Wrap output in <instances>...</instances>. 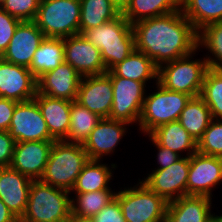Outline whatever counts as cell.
Masks as SVG:
<instances>
[{"mask_svg": "<svg viewBox=\"0 0 222 222\" xmlns=\"http://www.w3.org/2000/svg\"><path fill=\"white\" fill-rule=\"evenodd\" d=\"M135 50L161 65L198 50V32L182 10L132 24Z\"/></svg>", "mask_w": 222, "mask_h": 222, "instance_id": "1", "label": "cell"}, {"mask_svg": "<svg viewBox=\"0 0 222 222\" xmlns=\"http://www.w3.org/2000/svg\"><path fill=\"white\" fill-rule=\"evenodd\" d=\"M82 35L101 51L107 71L123 62L135 50L132 24L122 13L98 27L84 31Z\"/></svg>", "mask_w": 222, "mask_h": 222, "instance_id": "2", "label": "cell"}, {"mask_svg": "<svg viewBox=\"0 0 222 222\" xmlns=\"http://www.w3.org/2000/svg\"><path fill=\"white\" fill-rule=\"evenodd\" d=\"M89 157L82 144L54 141L41 181L56 188L71 190Z\"/></svg>", "mask_w": 222, "mask_h": 222, "instance_id": "3", "label": "cell"}, {"mask_svg": "<svg viewBox=\"0 0 222 222\" xmlns=\"http://www.w3.org/2000/svg\"><path fill=\"white\" fill-rule=\"evenodd\" d=\"M70 192L32 180L29 198L20 222H67L71 217Z\"/></svg>", "mask_w": 222, "mask_h": 222, "instance_id": "4", "label": "cell"}, {"mask_svg": "<svg viewBox=\"0 0 222 222\" xmlns=\"http://www.w3.org/2000/svg\"><path fill=\"white\" fill-rule=\"evenodd\" d=\"M80 0H41L34 22L45 37L66 38L79 34Z\"/></svg>", "mask_w": 222, "mask_h": 222, "instance_id": "5", "label": "cell"}, {"mask_svg": "<svg viewBox=\"0 0 222 222\" xmlns=\"http://www.w3.org/2000/svg\"><path fill=\"white\" fill-rule=\"evenodd\" d=\"M157 92L149 96L145 95L141 115L139 118V130L149 135L161 125L179 120L181 112L192 96L165 89L158 82Z\"/></svg>", "mask_w": 222, "mask_h": 222, "instance_id": "6", "label": "cell"}, {"mask_svg": "<svg viewBox=\"0 0 222 222\" xmlns=\"http://www.w3.org/2000/svg\"><path fill=\"white\" fill-rule=\"evenodd\" d=\"M186 55L158 68V83L165 89L200 96L206 71L207 61L191 60L192 55Z\"/></svg>", "mask_w": 222, "mask_h": 222, "instance_id": "7", "label": "cell"}, {"mask_svg": "<svg viewBox=\"0 0 222 222\" xmlns=\"http://www.w3.org/2000/svg\"><path fill=\"white\" fill-rule=\"evenodd\" d=\"M137 186L116 193L125 222H166L168 202L143 182Z\"/></svg>", "mask_w": 222, "mask_h": 222, "instance_id": "8", "label": "cell"}, {"mask_svg": "<svg viewBox=\"0 0 222 222\" xmlns=\"http://www.w3.org/2000/svg\"><path fill=\"white\" fill-rule=\"evenodd\" d=\"M113 84V103L110 119L128 122L139 121L145 99V85L142 82L116 76L107 71Z\"/></svg>", "mask_w": 222, "mask_h": 222, "instance_id": "9", "label": "cell"}, {"mask_svg": "<svg viewBox=\"0 0 222 222\" xmlns=\"http://www.w3.org/2000/svg\"><path fill=\"white\" fill-rule=\"evenodd\" d=\"M8 133L16 142L56 141L34 99L16 104Z\"/></svg>", "mask_w": 222, "mask_h": 222, "instance_id": "10", "label": "cell"}, {"mask_svg": "<svg viewBox=\"0 0 222 222\" xmlns=\"http://www.w3.org/2000/svg\"><path fill=\"white\" fill-rule=\"evenodd\" d=\"M189 157H181L165 169H155L142 180L150 190L167 202L186 196Z\"/></svg>", "mask_w": 222, "mask_h": 222, "instance_id": "11", "label": "cell"}, {"mask_svg": "<svg viewBox=\"0 0 222 222\" xmlns=\"http://www.w3.org/2000/svg\"><path fill=\"white\" fill-rule=\"evenodd\" d=\"M222 182V157L195 152L189 157L186 195L207 196Z\"/></svg>", "mask_w": 222, "mask_h": 222, "instance_id": "12", "label": "cell"}, {"mask_svg": "<svg viewBox=\"0 0 222 222\" xmlns=\"http://www.w3.org/2000/svg\"><path fill=\"white\" fill-rule=\"evenodd\" d=\"M75 102L96 113L100 118H109L113 103V84L110 75L106 72L82 77Z\"/></svg>", "mask_w": 222, "mask_h": 222, "instance_id": "13", "label": "cell"}, {"mask_svg": "<svg viewBox=\"0 0 222 222\" xmlns=\"http://www.w3.org/2000/svg\"><path fill=\"white\" fill-rule=\"evenodd\" d=\"M64 62L69 63L81 77L107 72L101 51L82 34L64 38Z\"/></svg>", "mask_w": 222, "mask_h": 222, "instance_id": "14", "label": "cell"}, {"mask_svg": "<svg viewBox=\"0 0 222 222\" xmlns=\"http://www.w3.org/2000/svg\"><path fill=\"white\" fill-rule=\"evenodd\" d=\"M36 94L37 79L31 71L0 57V97L24 102L34 99Z\"/></svg>", "mask_w": 222, "mask_h": 222, "instance_id": "15", "label": "cell"}, {"mask_svg": "<svg viewBox=\"0 0 222 222\" xmlns=\"http://www.w3.org/2000/svg\"><path fill=\"white\" fill-rule=\"evenodd\" d=\"M44 38L45 35L34 21H21L0 57L7 62L29 68L33 55Z\"/></svg>", "mask_w": 222, "mask_h": 222, "instance_id": "16", "label": "cell"}, {"mask_svg": "<svg viewBox=\"0 0 222 222\" xmlns=\"http://www.w3.org/2000/svg\"><path fill=\"white\" fill-rule=\"evenodd\" d=\"M53 142H16L10 167L31 180H40L44 174Z\"/></svg>", "mask_w": 222, "mask_h": 222, "instance_id": "17", "label": "cell"}, {"mask_svg": "<svg viewBox=\"0 0 222 222\" xmlns=\"http://www.w3.org/2000/svg\"><path fill=\"white\" fill-rule=\"evenodd\" d=\"M82 77L66 62L37 79V93L52 98L75 101Z\"/></svg>", "mask_w": 222, "mask_h": 222, "instance_id": "18", "label": "cell"}, {"mask_svg": "<svg viewBox=\"0 0 222 222\" xmlns=\"http://www.w3.org/2000/svg\"><path fill=\"white\" fill-rule=\"evenodd\" d=\"M129 125L128 122L101 118L93 131L84 141L83 148L90 160H100L103 155L114 152Z\"/></svg>", "mask_w": 222, "mask_h": 222, "instance_id": "19", "label": "cell"}, {"mask_svg": "<svg viewBox=\"0 0 222 222\" xmlns=\"http://www.w3.org/2000/svg\"><path fill=\"white\" fill-rule=\"evenodd\" d=\"M32 180L11 167L0 168V199L20 219L26 209Z\"/></svg>", "mask_w": 222, "mask_h": 222, "instance_id": "20", "label": "cell"}, {"mask_svg": "<svg viewBox=\"0 0 222 222\" xmlns=\"http://www.w3.org/2000/svg\"><path fill=\"white\" fill-rule=\"evenodd\" d=\"M34 100L46 121L50 135L56 141L64 140L70 127L71 101L52 98L39 93L35 95Z\"/></svg>", "mask_w": 222, "mask_h": 222, "instance_id": "21", "label": "cell"}, {"mask_svg": "<svg viewBox=\"0 0 222 222\" xmlns=\"http://www.w3.org/2000/svg\"><path fill=\"white\" fill-rule=\"evenodd\" d=\"M211 200L207 196L186 195L168 202L166 222H211Z\"/></svg>", "mask_w": 222, "mask_h": 222, "instance_id": "22", "label": "cell"}, {"mask_svg": "<svg viewBox=\"0 0 222 222\" xmlns=\"http://www.w3.org/2000/svg\"><path fill=\"white\" fill-rule=\"evenodd\" d=\"M160 146L170 149L176 153L189 151L190 157L197 152V142L184 129L180 122L172 121L161 125L149 134Z\"/></svg>", "mask_w": 222, "mask_h": 222, "instance_id": "23", "label": "cell"}, {"mask_svg": "<svg viewBox=\"0 0 222 222\" xmlns=\"http://www.w3.org/2000/svg\"><path fill=\"white\" fill-rule=\"evenodd\" d=\"M64 62V38L45 37L35 51L28 68L38 79Z\"/></svg>", "mask_w": 222, "mask_h": 222, "instance_id": "24", "label": "cell"}, {"mask_svg": "<svg viewBox=\"0 0 222 222\" xmlns=\"http://www.w3.org/2000/svg\"><path fill=\"white\" fill-rule=\"evenodd\" d=\"M111 71L116 76L142 82L145 86L149 79H156L158 82V67L152 59L137 50H134L123 62L115 65Z\"/></svg>", "mask_w": 222, "mask_h": 222, "instance_id": "25", "label": "cell"}, {"mask_svg": "<svg viewBox=\"0 0 222 222\" xmlns=\"http://www.w3.org/2000/svg\"><path fill=\"white\" fill-rule=\"evenodd\" d=\"M181 10L197 32L222 21V0H181Z\"/></svg>", "mask_w": 222, "mask_h": 222, "instance_id": "26", "label": "cell"}, {"mask_svg": "<svg viewBox=\"0 0 222 222\" xmlns=\"http://www.w3.org/2000/svg\"><path fill=\"white\" fill-rule=\"evenodd\" d=\"M181 10V0H131L122 15L130 24Z\"/></svg>", "mask_w": 222, "mask_h": 222, "instance_id": "27", "label": "cell"}, {"mask_svg": "<svg viewBox=\"0 0 222 222\" xmlns=\"http://www.w3.org/2000/svg\"><path fill=\"white\" fill-rule=\"evenodd\" d=\"M213 120L211 111L200 97H192L179 117L180 124L197 142Z\"/></svg>", "mask_w": 222, "mask_h": 222, "instance_id": "28", "label": "cell"}, {"mask_svg": "<svg viewBox=\"0 0 222 222\" xmlns=\"http://www.w3.org/2000/svg\"><path fill=\"white\" fill-rule=\"evenodd\" d=\"M80 4L79 34L98 27L121 14L111 0H80Z\"/></svg>", "mask_w": 222, "mask_h": 222, "instance_id": "29", "label": "cell"}, {"mask_svg": "<svg viewBox=\"0 0 222 222\" xmlns=\"http://www.w3.org/2000/svg\"><path fill=\"white\" fill-rule=\"evenodd\" d=\"M112 176V169L107 164H101L100 160H90L84 165L81 173L71 191L74 193H86L111 189L108 186Z\"/></svg>", "mask_w": 222, "mask_h": 222, "instance_id": "30", "label": "cell"}, {"mask_svg": "<svg viewBox=\"0 0 222 222\" xmlns=\"http://www.w3.org/2000/svg\"><path fill=\"white\" fill-rule=\"evenodd\" d=\"M70 116V127L63 141L79 144L84 143L101 119L96 113L90 112L75 101L71 102Z\"/></svg>", "mask_w": 222, "mask_h": 222, "instance_id": "31", "label": "cell"}, {"mask_svg": "<svg viewBox=\"0 0 222 222\" xmlns=\"http://www.w3.org/2000/svg\"><path fill=\"white\" fill-rule=\"evenodd\" d=\"M115 196L116 192L113 193L111 189L76 193V199H71V216L94 217L103 207L114 200Z\"/></svg>", "mask_w": 222, "mask_h": 222, "instance_id": "32", "label": "cell"}, {"mask_svg": "<svg viewBox=\"0 0 222 222\" xmlns=\"http://www.w3.org/2000/svg\"><path fill=\"white\" fill-rule=\"evenodd\" d=\"M200 97L204 100L213 119H222V72L209 68L206 71Z\"/></svg>", "mask_w": 222, "mask_h": 222, "instance_id": "33", "label": "cell"}, {"mask_svg": "<svg viewBox=\"0 0 222 222\" xmlns=\"http://www.w3.org/2000/svg\"><path fill=\"white\" fill-rule=\"evenodd\" d=\"M198 49L205 46L214 56H207L209 68L220 69L222 67V21L206 25L198 31Z\"/></svg>", "mask_w": 222, "mask_h": 222, "instance_id": "34", "label": "cell"}, {"mask_svg": "<svg viewBox=\"0 0 222 222\" xmlns=\"http://www.w3.org/2000/svg\"><path fill=\"white\" fill-rule=\"evenodd\" d=\"M197 152L222 157V121L213 119L202 137L197 141Z\"/></svg>", "mask_w": 222, "mask_h": 222, "instance_id": "35", "label": "cell"}, {"mask_svg": "<svg viewBox=\"0 0 222 222\" xmlns=\"http://www.w3.org/2000/svg\"><path fill=\"white\" fill-rule=\"evenodd\" d=\"M40 2L41 0H6L0 7L20 21H34Z\"/></svg>", "mask_w": 222, "mask_h": 222, "instance_id": "36", "label": "cell"}, {"mask_svg": "<svg viewBox=\"0 0 222 222\" xmlns=\"http://www.w3.org/2000/svg\"><path fill=\"white\" fill-rule=\"evenodd\" d=\"M21 21L0 7V56L7 49L16 27Z\"/></svg>", "mask_w": 222, "mask_h": 222, "instance_id": "37", "label": "cell"}, {"mask_svg": "<svg viewBox=\"0 0 222 222\" xmlns=\"http://www.w3.org/2000/svg\"><path fill=\"white\" fill-rule=\"evenodd\" d=\"M97 222H125L119 201L115 198L94 216Z\"/></svg>", "mask_w": 222, "mask_h": 222, "instance_id": "38", "label": "cell"}, {"mask_svg": "<svg viewBox=\"0 0 222 222\" xmlns=\"http://www.w3.org/2000/svg\"><path fill=\"white\" fill-rule=\"evenodd\" d=\"M16 141L8 131H0V168L10 167Z\"/></svg>", "mask_w": 222, "mask_h": 222, "instance_id": "39", "label": "cell"}, {"mask_svg": "<svg viewBox=\"0 0 222 222\" xmlns=\"http://www.w3.org/2000/svg\"><path fill=\"white\" fill-rule=\"evenodd\" d=\"M17 103L0 97V131H8Z\"/></svg>", "mask_w": 222, "mask_h": 222, "instance_id": "40", "label": "cell"}, {"mask_svg": "<svg viewBox=\"0 0 222 222\" xmlns=\"http://www.w3.org/2000/svg\"><path fill=\"white\" fill-rule=\"evenodd\" d=\"M149 137H150L149 140H152V143L158 149V152H157V157H158L157 160L158 161L157 162H159L158 164H160V166L157 169H165L181 158L180 154H178L174 151H171L168 148L160 146L150 135H149Z\"/></svg>", "mask_w": 222, "mask_h": 222, "instance_id": "41", "label": "cell"}, {"mask_svg": "<svg viewBox=\"0 0 222 222\" xmlns=\"http://www.w3.org/2000/svg\"><path fill=\"white\" fill-rule=\"evenodd\" d=\"M19 219L8 209L0 199V222H18Z\"/></svg>", "mask_w": 222, "mask_h": 222, "instance_id": "42", "label": "cell"}, {"mask_svg": "<svg viewBox=\"0 0 222 222\" xmlns=\"http://www.w3.org/2000/svg\"><path fill=\"white\" fill-rule=\"evenodd\" d=\"M67 222H97L94 217L71 216Z\"/></svg>", "mask_w": 222, "mask_h": 222, "instance_id": "43", "label": "cell"}, {"mask_svg": "<svg viewBox=\"0 0 222 222\" xmlns=\"http://www.w3.org/2000/svg\"><path fill=\"white\" fill-rule=\"evenodd\" d=\"M131 0H111V2L119 9L122 13L128 6Z\"/></svg>", "mask_w": 222, "mask_h": 222, "instance_id": "44", "label": "cell"}, {"mask_svg": "<svg viewBox=\"0 0 222 222\" xmlns=\"http://www.w3.org/2000/svg\"><path fill=\"white\" fill-rule=\"evenodd\" d=\"M214 214H211V222H222V215L221 216H217V215H214Z\"/></svg>", "mask_w": 222, "mask_h": 222, "instance_id": "45", "label": "cell"}, {"mask_svg": "<svg viewBox=\"0 0 222 222\" xmlns=\"http://www.w3.org/2000/svg\"><path fill=\"white\" fill-rule=\"evenodd\" d=\"M6 0H0V6L2 5L3 2H5Z\"/></svg>", "mask_w": 222, "mask_h": 222, "instance_id": "46", "label": "cell"}]
</instances>
